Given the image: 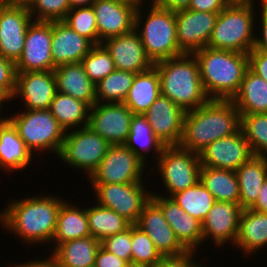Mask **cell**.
I'll return each mask as SVG.
<instances>
[{"instance_id":"1","label":"cell","mask_w":267,"mask_h":267,"mask_svg":"<svg viewBox=\"0 0 267 267\" xmlns=\"http://www.w3.org/2000/svg\"><path fill=\"white\" fill-rule=\"evenodd\" d=\"M64 201L62 197L46 194L11 201L0 212V224L28 245L51 243L57 227L58 212Z\"/></svg>"},{"instance_id":"2","label":"cell","mask_w":267,"mask_h":267,"mask_svg":"<svg viewBox=\"0 0 267 267\" xmlns=\"http://www.w3.org/2000/svg\"><path fill=\"white\" fill-rule=\"evenodd\" d=\"M240 125V113L231 100L210 99L185 113L179 146L198 154L215 140L236 133Z\"/></svg>"},{"instance_id":"3","label":"cell","mask_w":267,"mask_h":267,"mask_svg":"<svg viewBox=\"0 0 267 267\" xmlns=\"http://www.w3.org/2000/svg\"><path fill=\"white\" fill-rule=\"evenodd\" d=\"M159 73L161 95L168 97L185 112L207 103L199 62L194 54H182L154 63Z\"/></svg>"},{"instance_id":"4","label":"cell","mask_w":267,"mask_h":267,"mask_svg":"<svg viewBox=\"0 0 267 267\" xmlns=\"http://www.w3.org/2000/svg\"><path fill=\"white\" fill-rule=\"evenodd\" d=\"M204 90L210 99L231 100L249 69L248 54L202 48L194 53Z\"/></svg>"},{"instance_id":"5","label":"cell","mask_w":267,"mask_h":267,"mask_svg":"<svg viewBox=\"0 0 267 267\" xmlns=\"http://www.w3.org/2000/svg\"><path fill=\"white\" fill-rule=\"evenodd\" d=\"M150 3L149 13L144 16L146 21L142 20L144 17L141 15L143 4L137 7L135 15V29L140 35L147 56L156 63L184 54L177 43L175 12L160 8L152 1Z\"/></svg>"},{"instance_id":"6","label":"cell","mask_w":267,"mask_h":267,"mask_svg":"<svg viewBox=\"0 0 267 267\" xmlns=\"http://www.w3.org/2000/svg\"><path fill=\"white\" fill-rule=\"evenodd\" d=\"M254 8L226 6L218 14L207 47L248 54L254 48L257 35L254 34L257 25Z\"/></svg>"},{"instance_id":"7","label":"cell","mask_w":267,"mask_h":267,"mask_svg":"<svg viewBox=\"0 0 267 267\" xmlns=\"http://www.w3.org/2000/svg\"><path fill=\"white\" fill-rule=\"evenodd\" d=\"M7 120L17 130L19 137L32 154L48 150L56 156L59 155L66 131L49 109H24L22 113L18 112L7 117Z\"/></svg>"},{"instance_id":"8","label":"cell","mask_w":267,"mask_h":267,"mask_svg":"<svg viewBox=\"0 0 267 267\" xmlns=\"http://www.w3.org/2000/svg\"><path fill=\"white\" fill-rule=\"evenodd\" d=\"M111 144L89 126L66 132L57 157L72 168L85 171L88 176L97 169Z\"/></svg>"},{"instance_id":"9","label":"cell","mask_w":267,"mask_h":267,"mask_svg":"<svg viewBox=\"0 0 267 267\" xmlns=\"http://www.w3.org/2000/svg\"><path fill=\"white\" fill-rule=\"evenodd\" d=\"M156 168L162 177L165 189L171 197L173 194L185 190L200 181L199 155L180 146H166L159 156Z\"/></svg>"},{"instance_id":"10","label":"cell","mask_w":267,"mask_h":267,"mask_svg":"<svg viewBox=\"0 0 267 267\" xmlns=\"http://www.w3.org/2000/svg\"><path fill=\"white\" fill-rule=\"evenodd\" d=\"M144 184L142 181L129 184H91V186L98 205L110 208L131 224H136L144 205L151 199L152 192L145 189Z\"/></svg>"},{"instance_id":"11","label":"cell","mask_w":267,"mask_h":267,"mask_svg":"<svg viewBox=\"0 0 267 267\" xmlns=\"http://www.w3.org/2000/svg\"><path fill=\"white\" fill-rule=\"evenodd\" d=\"M146 164L125 145H111L97 169L90 175L91 184H129L143 181Z\"/></svg>"},{"instance_id":"12","label":"cell","mask_w":267,"mask_h":267,"mask_svg":"<svg viewBox=\"0 0 267 267\" xmlns=\"http://www.w3.org/2000/svg\"><path fill=\"white\" fill-rule=\"evenodd\" d=\"M52 22L33 20L27 28L25 45L16 72L54 71L52 50Z\"/></svg>"},{"instance_id":"13","label":"cell","mask_w":267,"mask_h":267,"mask_svg":"<svg viewBox=\"0 0 267 267\" xmlns=\"http://www.w3.org/2000/svg\"><path fill=\"white\" fill-rule=\"evenodd\" d=\"M133 115L124 103L96 102L90 108L88 126L111 145H124Z\"/></svg>"},{"instance_id":"14","label":"cell","mask_w":267,"mask_h":267,"mask_svg":"<svg viewBox=\"0 0 267 267\" xmlns=\"http://www.w3.org/2000/svg\"><path fill=\"white\" fill-rule=\"evenodd\" d=\"M219 13L185 9L175 12L179 49L186 54L207 47Z\"/></svg>"},{"instance_id":"15","label":"cell","mask_w":267,"mask_h":267,"mask_svg":"<svg viewBox=\"0 0 267 267\" xmlns=\"http://www.w3.org/2000/svg\"><path fill=\"white\" fill-rule=\"evenodd\" d=\"M198 155L201 166L234 171L253 156L241 128L210 143Z\"/></svg>"},{"instance_id":"16","label":"cell","mask_w":267,"mask_h":267,"mask_svg":"<svg viewBox=\"0 0 267 267\" xmlns=\"http://www.w3.org/2000/svg\"><path fill=\"white\" fill-rule=\"evenodd\" d=\"M32 19L26 6H0V55L2 57L17 63Z\"/></svg>"},{"instance_id":"17","label":"cell","mask_w":267,"mask_h":267,"mask_svg":"<svg viewBox=\"0 0 267 267\" xmlns=\"http://www.w3.org/2000/svg\"><path fill=\"white\" fill-rule=\"evenodd\" d=\"M185 111L168 97L160 95L144 114L155 136L165 146H179Z\"/></svg>"},{"instance_id":"18","label":"cell","mask_w":267,"mask_h":267,"mask_svg":"<svg viewBox=\"0 0 267 267\" xmlns=\"http://www.w3.org/2000/svg\"><path fill=\"white\" fill-rule=\"evenodd\" d=\"M102 44L109 51L115 69L138 74L154 66L145 52L136 29L123 35L107 38Z\"/></svg>"},{"instance_id":"19","label":"cell","mask_w":267,"mask_h":267,"mask_svg":"<svg viewBox=\"0 0 267 267\" xmlns=\"http://www.w3.org/2000/svg\"><path fill=\"white\" fill-rule=\"evenodd\" d=\"M242 210L239 204L216 201L202 221L203 242L211 238L218 248L228 242L234 245Z\"/></svg>"},{"instance_id":"20","label":"cell","mask_w":267,"mask_h":267,"mask_svg":"<svg viewBox=\"0 0 267 267\" xmlns=\"http://www.w3.org/2000/svg\"><path fill=\"white\" fill-rule=\"evenodd\" d=\"M56 93L54 71L17 72L12 101L20 97L27 110L49 109Z\"/></svg>"},{"instance_id":"21","label":"cell","mask_w":267,"mask_h":267,"mask_svg":"<svg viewBox=\"0 0 267 267\" xmlns=\"http://www.w3.org/2000/svg\"><path fill=\"white\" fill-rule=\"evenodd\" d=\"M139 5H125L110 0H95L92 8L95 13L98 44L103 40L123 35L135 29V15Z\"/></svg>"},{"instance_id":"22","label":"cell","mask_w":267,"mask_h":267,"mask_svg":"<svg viewBox=\"0 0 267 267\" xmlns=\"http://www.w3.org/2000/svg\"><path fill=\"white\" fill-rule=\"evenodd\" d=\"M151 199L161 208L179 242L187 250L197 251L203 243L202 222L186 213L171 197L152 192Z\"/></svg>"},{"instance_id":"23","label":"cell","mask_w":267,"mask_h":267,"mask_svg":"<svg viewBox=\"0 0 267 267\" xmlns=\"http://www.w3.org/2000/svg\"><path fill=\"white\" fill-rule=\"evenodd\" d=\"M136 225L150 237L162 256L177 255L187 250L177 239L161 208L152 199L144 205Z\"/></svg>"},{"instance_id":"24","label":"cell","mask_w":267,"mask_h":267,"mask_svg":"<svg viewBox=\"0 0 267 267\" xmlns=\"http://www.w3.org/2000/svg\"><path fill=\"white\" fill-rule=\"evenodd\" d=\"M94 44L72 30L63 21H52L53 64L79 63L91 51Z\"/></svg>"},{"instance_id":"25","label":"cell","mask_w":267,"mask_h":267,"mask_svg":"<svg viewBox=\"0 0 267 267\" xmlns=\"http://www.w3.org/2000/svg\"><path fill=\"white\" fill-rule=\"evenodd\" d=\"M57 91L81 100L92 107L96 101V87L81 62L55 67Z\"/></svg>"},{"instance_id":"26","label":"cell","mask_w":267,"mask_h":267,"mask_svg":"<svg viewBox=\"0 0 267 267\" xmlns=\"http://www.w3.org/2000/svg\"><path fill=\"white\" fill-rule=\"evenodd\" d=\"M100 246L92 236L77 238L58 245L48 258L57 267H94Z\"/></svg>"},{"instance_id":"27","label":"cell","mask_w":267,"mask_h":267,"mask_svg":"<svg viewBox=\"0 0 267 267\" xmlns=\"http://www.w3.org/2000/svg\"><path fill=\"white\" fill-rule=\"evenodd\" d=\"M33 154L28 150L17 130L6 119L0 125V168L12 171L25 169L32 161Z\"/></svg>"},{"instance_id":"28","label":"cell","mask_w":267,"mask_h":267,"mask_svg":"<svg viewBox=\"0 0 267 267\" xmlns=\"http://www.w3.org/2000/svg\"><path fill=\"white\" fill-rule=\"evenodd\" d=\"M234 247L244 254L255 253L267 246V214L250 208L243 209Z\"/></svg>"},{"instance_id":"29","label":"cell","mask_w":267,"mask_h":267,"mask_svg":"<svg viewBox=\"0 0 267 267\" xmlns=\"http://www.w3.org/2000/svg\"><path fill=\"white\" fill-rule=\"evenodd\" d=\"M231 101L240 115L267 113V82L248 69Z\"/></svg>"},{"instance_id":"30","label":"cell","mask_w":267,"mask_h":267,"mask_svg":"<svg viewBox=\"0 0 267 267\" xmlns=\"http://www.w3.org/2000/svg\"><path fill=\"white\" fill-rule=\"evenodd\" d=\"M160 95L159 73L153 66L145 72L135 74L133 84L123 103L134 114L144 115Z\"/></svg>"},{"instance_id":"31","label":"cell","mask_w":267,"mask_h":267,"mask_svg":"<svg viewBox=\"0 0 267 267\" xmlns=\"http://www.w3.org/2000/svg\"><path fill=\"white\" fill-rule=\"evenodd\" d=\"M239 182V205L250 208L259 196L262 184L267 178V157L252 156L236 171Z\"/></svg>"},{"instance_id":"32","label":"cell","mask_w":267,"mask_h":267,"mask_svg":"<svg viewBox=\"0 0 267 267\" xmlns=\"http://www.w3.org/2000/svg\"><path fill=\"white\" fill-rule=\"evenodd\" d=\"M73 205V206H72ZM91 236L88 226L86 208L81 209L74 204L64 201L57 216V227L52 243L55 242V249L58 245L74 240Z\"/></svg>"},{"instance_id":"33","label":"cell","mask_w":267,"mask_h":267,"mask_svg":"<svg viewBox=\"0 0 267 267\" xmlns=\"http://www.w3.org/2000/svg\"><path fill=\"white\" fill-rule=\"evenodd\" d=\"M200 182L214 196L215 201L239 204V182L234 170L202 166Z\"/></svg>"},{"instance_id":"34","label":"cell","mask_w":267,"mask_h":267,"mask_svg":"<svg viewBox=\"0 0 267 267\" xmlns=\"http://www.w3.org/2000/svg\"><path fill=\"white\" fill-rule=\"evenodd\" d=\"M90 108L87 103L57 91L49 111L67 132L73 127L88 126Z\"/></svg>"},{"instance_id":"35","label":"cell","mask_w":267,"mask_h":267,"mask_svg":"<svg viewBox=\"0 0 267 267\" xmlns=\"http://www.w3.org/2000/svg\"><path fill=\"white\" fill-rule=\"evenodd\" d=\"M124 145L131 149L145 164L148 151L150 152L153 149V153L156 154L155 159L157 160L166 147L155 136L146 117L141 114H134L132 116L129 135Z\"/></svg>"},{"instance_id":"36","label":"cell","mask_w":267,"mask_h":267,"mask_svg":"<svg viewBox=\"0 0 267 267\" xmlns=\"http://www.w3.org/2000/svg\"><path fill=\"white\" fill-rule=\"evenodd\" d=\"M89 231L100 242L105 238L124 232L131 223L114 210L96 204L86 208Z\"/></svg>"},{"instance_id":"37","label":"cell","mask_w":267,"mask_h":267,"mask_svg":"<svg viewBox=\"0 0 267 267\" xmlns=\"http://www.w3.org/2000/svg\"><path fill=\"white\" fill-rule=\"evenodd\" d=\"M171 198L189 215L200 222L207 216L216 202L214 196L199 181L185 190L179 191Z\"/></svg>"},{"instance_id":"38","label":"cell","mask_w":267,"mask_h":267,"mask_svg":"<svg viewBox=\"0 0 267 267\" xmlns=\"http://www.w3.org/2000/svg\"><path fill=\"white\" fill-rule=\"evenodd\" d=\"M134 77L133 72L115 69L95 85L96 101L98 103H123Z\"/></svg>"},{"instance_id":"39","label":"cell","mask_w":267,"mask_h":267,"mask_svg":"<svg viewBox=\"0 0 267 267\" xmlns=\"http://www.w3.org/2000/svg\"><path fill=\"white\" fill-rule=\"evenodd\" d=\"M240 128L253 156L267 157V113L240 115Z\"/></svg>"},{"instance_id":"40","label":"cell","mask_w":267,"mask_h":267,"mask_svg":"<svg viewBox=\"0 0 267 267\" xmlns=\"http://www.w3.org/2000/svg\"><path fill=\"white\" fill-rule=\"evenodd\" d=\"M81 63L95 85L115 70L114 61L102 43L94 45Z\"/></svg>"},{"instance_id":"41","label":"cell","mask_w":267,"mask_h":267,"mask_svg":"<svg viewBox=\"0 0 267 267\" xmlns=\"http://www.w3.org/2000/svg\"><path fill=\"white\" fill-rule=\"evenodd\" d=\"M63 22L94 45H98L97 23L92 5L71 8Z\"/></svg>"},{"instance_id":"42","label":"cell","mask_w":267,"mask_h":267,"mask_svg":"<svg viewBox=\"0 0 267 267\" xmlns=\"http://www.w3.org/2000/svg\"><path fill=\"white\" fill-rule=\"evenodd\" d=\"M131 262L153 267L162 257L150 237L136 224H132Z\"/></svg>"},{"instance_id":"43","label":"cell","mask_w":267,"mask_h":267,"mask_svg":"<svg viewBox=\"0 0 267 267\" xmlns=\"http://www.w3.org/2000/svg\"><path fill=\"white\" fill-rule=\"evenodd\" d=\"M35 21H63L71 9L68 0H31L28 6Z\"/></svg>"},{"instance_id":"44","label":"cell","mask_w":267,"mask_h":267,"mask_svg":"<svg viewBox=\"0 0 267 267\" xmlns=\"http://www.w3.org/2000/svg\"><path fill=\"white\" fill-rule=\"evenodd\" d=\"M101 246L127 263L131 262L132 224L124 232L117 233L102 240Z\"/></svg>"},{"instance_id":"45","label":"cell","mask_w":267,"mask_h":267,"mask_svg":"<svg viewBox=\"0 0 267 267\" xmlns=\"http://www.w3.org/2000/svg\"><path fill=\"white\" fill-rule=\"evenodd\" d=\"M16 74L15 63L0 55V96L8 103L15 93Z\"/></svg>"},{"instance_id":"46","label":"cell","mask_w":267,"mask_h":267,"mask_svg":"<svg viewBox=\"0 0 267 267\" xmlns=\"http://www.w3.org/2000/svg\"><path fill=\"white\" fill-rule=\"evenodd\" d=\"M196 253L194 250H186L177 255H164L153 267H193Z\"/></svg>"},{"instance_id":"47","label":"cell","mask_w":267,"mask_h":267,"mask_svg":"<svg viewBox=\"0 0 267 267\" xmlns=\"http://www.w3.org/2000/svg\"><path fill=\"white\" fill-rule=\"evenodd\" d=\"M248 57L249 69L267 82V53L253 48Z\"/></svg>"},{"instance_id":"48","label":"cell","mask_w":267,"mask_h":267,"mask_svg":"<svg viewBox=\"0 0 267 267\" xmlns=\"http://www.w3.org/2000/svg\"><path fill=\"white\" fill-rule=\"evenodd\" d=\"M127 262L102 246L97 251L94 267H126Z\"/></svg>"},{"instance_id":"49","label":"cell","mask_w":267,"mask_h":267,"mask_svg":"<svg viewBox=\"0 0 267 267\" xmlns=\"http://www.w3.org/2000/svg\"><path fill=\"white\" fill-rule=\"evenodd\" d=\"M260 6L262 7L259 14L261 18L258 21H261V31L260 36L255 37L254 49L267 53V0L261 3Z\"/></svg>"},{"instance_id":"50","label":"cell","mask_w":267,"mask_h":267,"mask_svg":"<svg viewBox=\"0 0 267 267\" xmlns=\"http://www.w3.org/2000/svg\"><path fill=\"white\" fill-rule=\"evenodd\" d=\"M225 0H191L188 9L219 13L226 7Z\"/></svg>"},{"instance_id":"51","label":"cell","mask_w":267,"mask_h":267,"mask_svg":"<svg viewBox=\"0 0 267 267\" xmlns=\"http://www.w3.org/2000/svg\"><path fill=\"white\" fill-rule=\"evenodd\" d=\"M152 2L160 8L177 12L188 9L191 0H152Z\"/></svg>"},{"instance_id":"52","label":"cell","mask_w":267,"mask_h":267,"mask_svg":"<svg viewBox=\"0 0 267 267\" xmlns=\"http://www.w3.org/2000/svg\"><path fill=\"white\" fill-rule=\"evenodd\" d=\"M259 196L250 209L267 214V178L261 186Z\"/></svg>"},{"instance_id":"53","label":"cell","mask_w":267,"mask_h":267,"mask_svg":"<svg viewBox=\"0 0 267 267\" xmlns=\"http://www.w3.org/2000/svg\"><path fill=\"white\" fill-rule=\"evenodd\" d=\"M262 3L266 0H259ZM227 6H253L256 4L254 0H225Z\"/></svg>"},{"instance_id":"54","label":"cell","mask_w":267,"mask_h":267,"mask_svg":"<svg viewBox=\"0 0 267 267\" xmlns=\"http://www.w3.org/2000/svg\"><path fill=\"white\" fill-rule=\"evenodd\" d=\"M31 0H0V6H26L28 7Z\"/></svg>"},{"instance_id":"55","label":"cell","mask_w":267,"mask_h":267,"mask_svg":"<svg viewBox=\"0 0 267 267\" xmlns=\"http://www.w3.org/2000/svg\"><path fill=\"white\" fill-rule=\"evenodd\" d=\"M44 259L31 260V267H57L48 257Z\"/></svg>"},{"instance_id":"56","label":"cell","mask_w":267,"mask_h":267,"mask_svg":"<svg viewBox=\"0 0 267 267\" xmlns=\"http://www.w3.org/2000/svg\"><path fill=\"white\" fill-rule=\"evenodd\" d=\"M70 7H84V6H91L95 0H68Z\"/></svg>"},{"instance_id":"57","label":"cell","mask_w":267,"mask_h":267,"mask_svg":"<svg viewBox=\"0 0 267 267\" xmlns=\"http://www.w3.org/2000/svg\"><path fill=\"white\" fill-rule=\"evenodd\" d=\"M113 2L125 4V5H140L143 4L144 0H110Z\"/></svg>"},{"instance_id":"58","label":"cell","mask_w":267,"mask_h":267,"mask_svg":"<svg viewBox=\"0 0 267 267\" xmlns=\"http://www.w3.org/2000/svg\"><path fill=\"white\" fill-rule=\"evenodd\" d=\"M4 102L6 101H0V125L7 119V116L6 117H2V114H1V111H3V106L4 105Z\"/></svg>"},{"instance_id":"59","label":"cell","mask_w":267,"mask_h":267,"mask_svg":"<svg viewBox=\"0 0 267 267\" xmlns=\"http://www.w3.org/2000/svg\"><path fill=\"white\" fill-rule=\"evenodd\" d=\"M126 267H150V266H147L145 264L129 262L127 263Z\"/></svg>"},{"instance_id":"60","label":"cell","mask_w":267,"mask_h":267,"mask_svg":"<svg viewBox=\"0 0 267 267\" xmlns=\"http://www.w3.org/2000/svg\"><path fill=\"white\" fill-rule=\"evenodd\" d=\"M13 267H31V261H29V262H24L23 264H22V262H20V264L18 263L17 265H12Z\"/></svg>"},{"instance_id":"61","label":"cell","mask_w":267,"mask_h":267,"mask_svg":"<svg viewBox=\"0 0 267 267\" xmlns=\"http://www.w3.org/2000/svg\"><path fill=\"white\" fill-rule=\"evenodd\" d=\"M193 267H202V264H201V266H200L199 263H197V261H196V263L194 264Z\"/></svg>"},{"instance_id":"62","label":"cell","mask_w":267,"mask_h":267,"mask_svg":"<svg viewBox=\"0 0 267 267\" xmlns=\"http://www.w3.org/2000/svg\"><path fill=\"white\" fill-rule=\"evenodd\" d=\"M0 101H6V100H4V99L0 96Z\"/></svg>"}]
</instances>
